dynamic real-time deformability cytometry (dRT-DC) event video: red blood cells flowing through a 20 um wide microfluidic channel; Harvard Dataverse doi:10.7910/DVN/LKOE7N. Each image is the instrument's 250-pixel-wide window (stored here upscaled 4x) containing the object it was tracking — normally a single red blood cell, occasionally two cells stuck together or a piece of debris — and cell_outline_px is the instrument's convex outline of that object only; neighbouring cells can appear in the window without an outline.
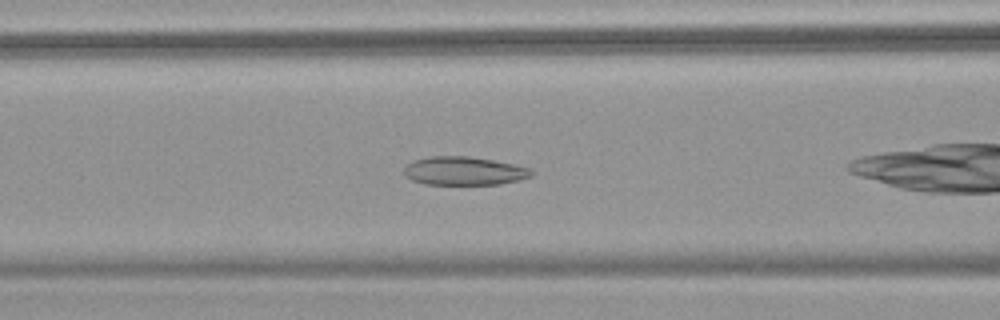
{"species": "common noctule bat (a hibernating species)", "species_latin": "Nyctalus noctula", "temperature_condition": "warm", "stored_images_in_passage": 39, "camera_frame_rate_fps": 3000, "um_per_image_px": 0.085, "animal": {"sex": "female", "body_mass_g": 18.4}, "frame": {"image": 1, "passage_image": 7, "time_ms": 2.0, "image_size_px": [1000, 320], "cell_outline_px": [[532, 176], [520, 180], [500, 184], [424, 184], [412, 180], [404, 176], [404, 168], [412, 160], [432, 156], [468, 156], [492, 160], [532, 168]], "centroid_in_image_um": [39.43, 14.53], "position_along_channel_um": 127.2, "area_um2": 21.15}}
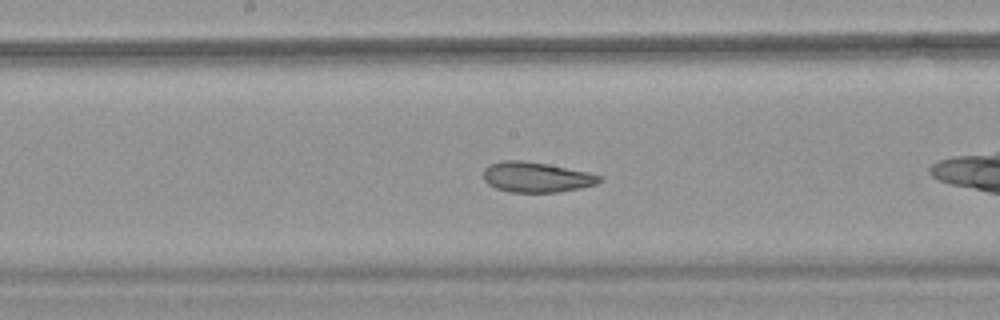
{"frame": {"image": 2, "passage_image": 13, "time_ms": 4.0, "image_size_px": [1000, 320], "cell_outline_px": [[604, 180], [596, 184], [580, 188], [556, 192], [508, 192], [496, 188], [488, 184], [484, 180], [484, 168], [488, 164], [500, 160], [520, 160], [548, 164], [588, 172], [600, 176]], "centroid_in_image_um": [45.56, 15.05], "position_along_channel_um": 202.6, "area_um2": 20.52}}
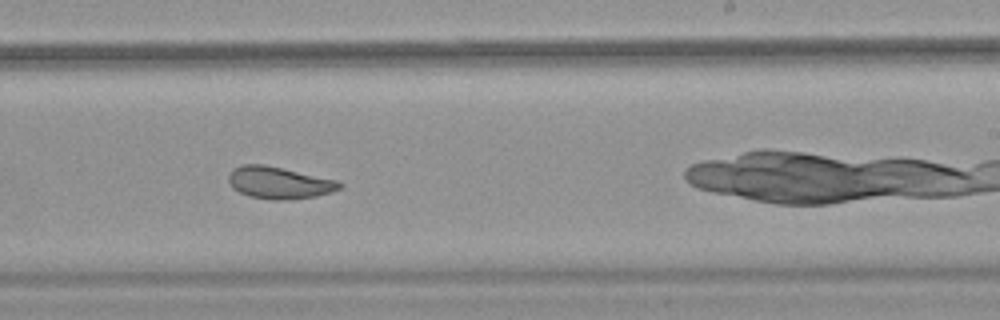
{"frame": {"image": 3, "passage_image": 18, "time_ms": 5.667, "image_size_px": [1000, 320], "cell_outline_px": [[344, 184], [340, 188], [332, 192], [316, 196], [292, 200], [272, 200], [248, 196], [232, 188], [228, 180], [228, 176], [232, 168], [240, 164], [264, 164], [340, 180]], "centroid_in_image_um": [23.74, 15.53], "position_along_channel_um": 265.3, "area_um2": 21.15}, "authors_computed_cell_mechanics": {"area_um2": 21.7906, "velocity_mm_per_s": 3.777, "shape_relaxation_time_tau1_ms": null, "shape_relaxation_time_tau2_ms": 2.3241, "deformation_change_tau1": null, "deformation_change_tau2": 0.088}}